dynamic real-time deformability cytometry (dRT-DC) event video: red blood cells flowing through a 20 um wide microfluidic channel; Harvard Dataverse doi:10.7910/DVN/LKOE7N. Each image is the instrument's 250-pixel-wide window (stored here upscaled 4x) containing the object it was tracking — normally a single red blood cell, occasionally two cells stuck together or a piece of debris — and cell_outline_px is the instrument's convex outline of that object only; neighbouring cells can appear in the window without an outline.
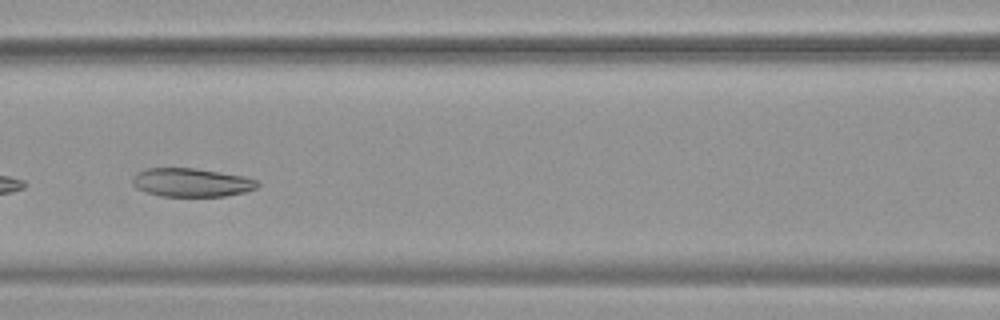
{"species": "common noctule bat (a hibernating species)", "species_latin": "Nyctalus noctula", "temperature_condition": "warm", "stored_images_in_passage": 52, "camera_frame_rate_fps": 3000, "um_per_image_px": 0.085, "animal": {"sex": "female", "body_mass_g": 19.9}, "frame": {"image": 1, "passage_image": 23, "time_ms": 7.333, "image_size_px": [1000, 320], "cell_outline_px": [[260, 184], [256, 188], [244, 192], [224, 196], [160, 196], [136, 188], [132, 184], [132, 176], [136, 172], [148, 168], [196, 168], [244, 176], [256, 180]], "centroid_in_image_um": [16.25, 15.5], "position_along_channel_um": 150.4, "area_um2": 20.81}, "authors_computed_cell_mechanics": {"area_um2": 27.3105, "velocity_mm_per_s": 3.7189, "shape_relaxation_time_tau1_ms": null, "shape_relaxation_time_tau2_ms": 5.2176, "deformation_change_tau1": null, "deformation_change_tau2": 0.1041}}